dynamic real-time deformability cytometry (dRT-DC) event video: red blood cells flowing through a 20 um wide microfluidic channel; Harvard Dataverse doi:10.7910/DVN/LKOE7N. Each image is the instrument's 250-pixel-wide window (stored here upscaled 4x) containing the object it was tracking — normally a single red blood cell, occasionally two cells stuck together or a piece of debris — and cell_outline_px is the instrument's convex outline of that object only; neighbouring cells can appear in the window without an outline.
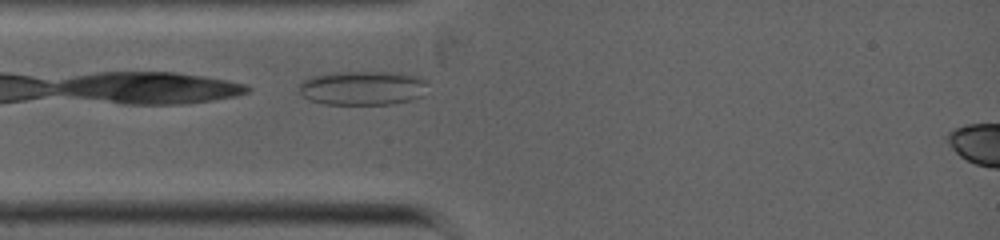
{"species": "common noctule bat (a hibernating species)", "species_latin": "Nyctalus noctula", "temperature_condition": "warm", "stored_images_in_passage": 41, "camera_frame_rate_fps": 5000, "um_per_image_px": 0.085, "animal": {"sex": "female", "body_mass_g": 19.0, "forearm_length_mm": 53.3}, "frame": {"image": 1, "passage_image": 2, "time_ms": 0.2, "image_size_px": [1000, 240], "cell_outline_px": [[428, 80], [424, 96], [412, 100], [392, 104], [324, 104], [308, 100], [300, 96], [300, 84], [304, 80], [312, 76], [332, 72], [396, 72], [424, 76]], "centroid_in_image_um": [30.88, 7.47], "position_along_channel_um": 54.1, "area_um2": 26.24}}
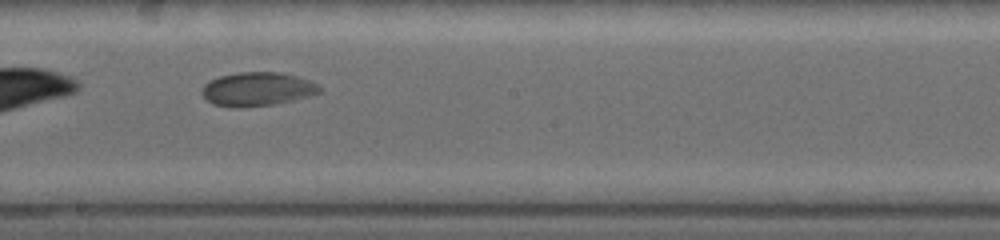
{"frame": {"image": 2, "passage_image": 25, "time_ms": 3.8, "image_size_px": [1000, 240], "cell_outline_px": [[320, 92], [308, 96], [292, 100], [272, 104], [240, 108], [236, 108], [212, 104], [200, 92], [204, 84], [208, 80], [220, 76], [236, 72], [280, 72], [296, 76], [308, 80], [316, 84], [320, 88]], "centroid_in_image_um": [21.81, 7.57], "position_along_channel_um": 226.4, "area_um2": 23.06}}
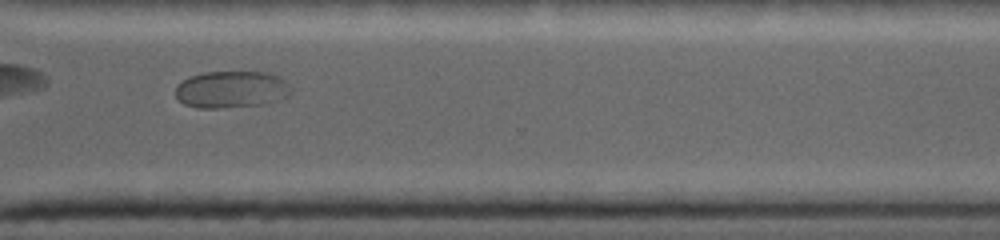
{"frame": {"image": 3, "passage_image": 36, "time_ms": 6.4, "image_size_px": [1000, 240], "cell_outline_px": [[292, 92], [288, 96], [280, 100], [260, 104], [220, 108], [196, 108], [184, 104], [176, 96], [176, 84], [192, 76], [204, 72], [268, 72], [280, 76], [292, 88]], "centroid_in_image_um": [19.69, 7.6], "position_along_channel_um": 350.9, "area_um2": 24.97}}